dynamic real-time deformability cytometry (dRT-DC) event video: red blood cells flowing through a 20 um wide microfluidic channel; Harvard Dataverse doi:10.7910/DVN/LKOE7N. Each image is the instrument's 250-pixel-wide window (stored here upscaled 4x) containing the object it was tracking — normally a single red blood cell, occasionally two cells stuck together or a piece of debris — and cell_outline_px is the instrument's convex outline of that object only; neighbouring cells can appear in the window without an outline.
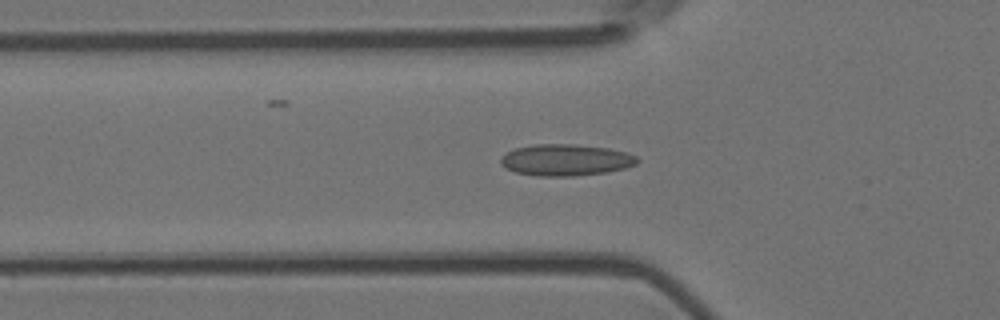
{"species": "Egyptian fruit bat (a non-hibernating species)", "species_latin": "Rousettus aegyptiacus", "temperature_condition": "room temperature", "stored_images_in_passage": 37, "camera_frame_rate_fps": 3000, "um_per_image_px": 0.085, "animal": {"sex": "female"}, "frame": {"image": 1, "passage_image": 3, "time_ms": 0.667, "image_size_px": [1000, 320], "cell_outline_px": [[640, 160], [636, 164], [624, 168], [608, 172], [572, 176], [536, 176], [516, 172], [500, 164], [500, 156], [516, 148], [536, 144], [572, 144], [608, 148], [628, 152], [636, 156]], "centroid_in_image_um": [48.11, 13.6], "position_along_channel_um": 77.7, "area_um2": 25.09}}
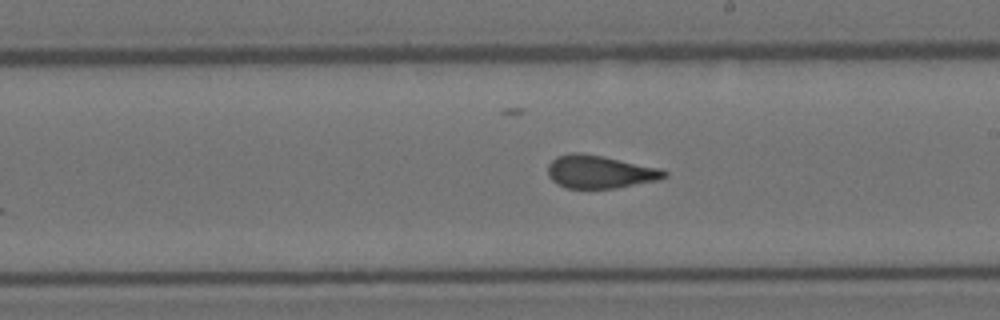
{"frame": {"image": 2, "passage_image": 16, "time_ms": 5.0, "image_size_px": [1000, 320], "cell_outline_px": [[668, 176], [660, 180], [616, 188], [568, 188], [556, 184], [548, 176], [548, 164], [556, 156], [572, 152], [580, 152], [604, 156], [660, 168], [668, 172]], "centroid_in_image_um": [50.99, 14.6], "position_along_channel_um": 238.0, "area_um2": 22.6}}
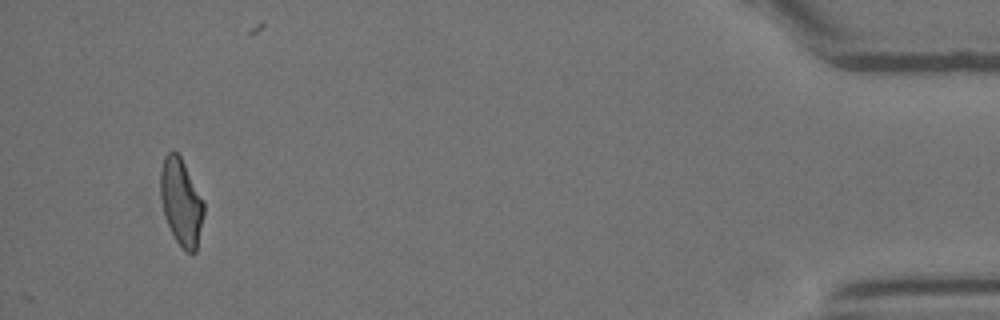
{"frame": {"image": 3, "passage_image": 37, "time_ms": 12.0, "image_size_px": [1000, 320], "cell_outline_px": [[204, 212], [196, 252], [192, 256], [184, 252], [176, 240], [164, 216], [160, 196], [160, 172], [164, 156], [168, 152], [176, 152], [180, 156], [204, 204]], "centroid_in_image_um": [15.38, 17.24], "position_along_channel_um": 419.8, "area_um2": 21.73}, "authors_computed_cell_mechanics": {"area_um2": 22.1952, "velocity_mm_per_s": 3.6725, "shape_relaxation_time_tau1_ms": null, "shape_relaxation_time_tau2_ms": 1.2126, "deformation_change_tau1": null, "deformation_change_tau2": 0.0823}}